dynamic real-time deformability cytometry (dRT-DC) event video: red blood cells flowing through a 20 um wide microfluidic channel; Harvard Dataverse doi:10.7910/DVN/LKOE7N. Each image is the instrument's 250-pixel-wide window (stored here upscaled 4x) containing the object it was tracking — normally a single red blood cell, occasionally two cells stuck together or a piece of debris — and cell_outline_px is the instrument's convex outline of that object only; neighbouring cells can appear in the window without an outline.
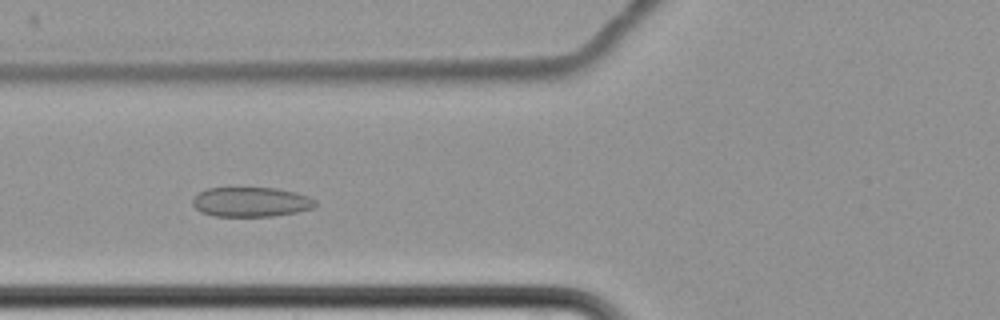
{"species": "common noctule bat (a hibernating species)", "species_latin": "Nyctalus noctula", "temperature_condition": "cold", "stored_images_in_passage": 8, "camera_frame_rate_fps": 3000, "um_per_image_px": 0.085, "animal": {"sex": "female", "body_mass_g": 22.7, "forearm_length_mm": 54.2}, "frame": {"image": 1, "passage_image": 7, "time_ms": 7.333, "image_size_px": [1000, 320], "cell_outline_px": [[316, 204], [312, 208], [296, 212], [272, 216], [212, 216], [200, 212], [192, 204], [192, 200], [200, 192], [208, 188], [276, 188], [296, 192], [308, 196], [316, 200]], "centroid_in_image_um": [21.33, 17.17], "position_along_channel_um": 104.5, "area_um2": 21.15}}
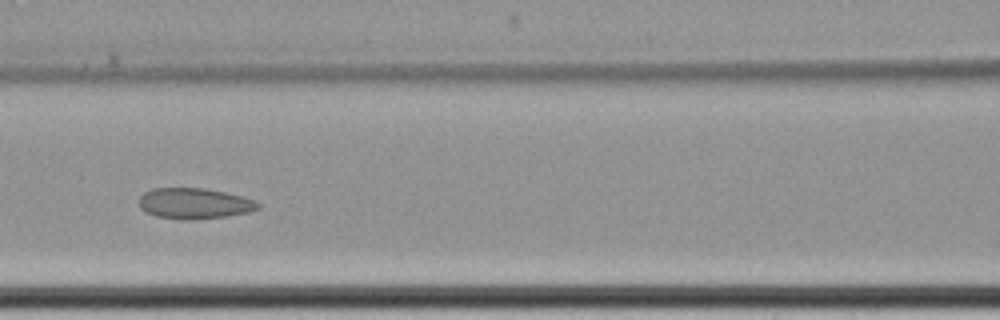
{"frame": {"image": 2, "passage_image": 8, "time_ms": 8.667, "image_size_px": [1000, 320], "cell_outline_px": [[260, 208], [248, 212], [224, 216], [188, 220], [156, 216], [140, 208], [140, 196], [144, 192], [152, 188], [204, 188], [224, 192], [240, 196], [252, 200], [260, 204]], "centroid_in_image_um": [16.49, 17.28], "position_along_channel_um": 150.1, "area_um2": 20.98}}